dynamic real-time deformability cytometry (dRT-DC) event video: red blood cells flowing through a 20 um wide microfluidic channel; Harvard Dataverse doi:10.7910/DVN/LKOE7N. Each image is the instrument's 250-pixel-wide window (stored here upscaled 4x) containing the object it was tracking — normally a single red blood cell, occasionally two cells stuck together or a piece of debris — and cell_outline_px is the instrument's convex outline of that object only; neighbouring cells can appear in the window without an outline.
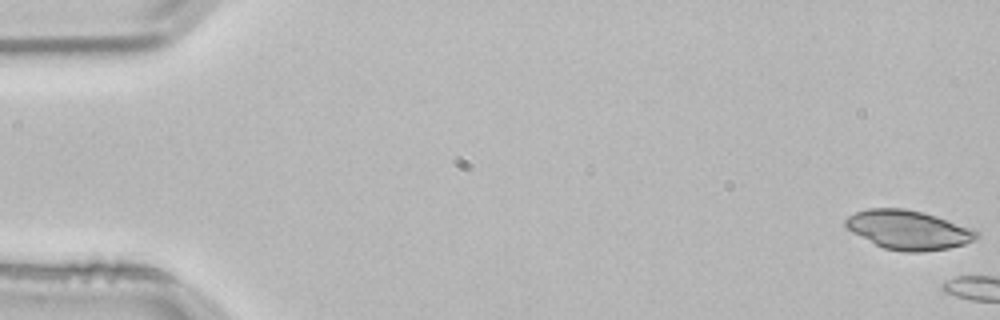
{"species": "common noctule bat (a hibernating species)", "species_latin": "Nyctalus noctula", "temperature_condition": "room temperature", "stored_images_in_passage": 4, "segment_of_instrument_passage": [1, 2], "camera_frame_rate_fps": 3000, "um_per_image_px": 0.085, "animal": {"sex": "male", "body_mass_g": 21.5, "forearm_length_mm": 52.0}, "frame": {"image": 1, "passage_image": 1, "time_ms": 0.0, "image_size_px": [1000, 320], "cell_outline_px": [[980, 236], [964, 244], [948, 248], [920, 252], [904, 252], [884, 248], [852, 232], [844, 224], [844, 220], [848, 216], [856, 212], [868, 208], [904, 208], [936, 216], [972, 228]], "centroid_in_image_um": [77.19, 19.53], "position_along_channel_um": 7.8, "area_um2": 29.54}}